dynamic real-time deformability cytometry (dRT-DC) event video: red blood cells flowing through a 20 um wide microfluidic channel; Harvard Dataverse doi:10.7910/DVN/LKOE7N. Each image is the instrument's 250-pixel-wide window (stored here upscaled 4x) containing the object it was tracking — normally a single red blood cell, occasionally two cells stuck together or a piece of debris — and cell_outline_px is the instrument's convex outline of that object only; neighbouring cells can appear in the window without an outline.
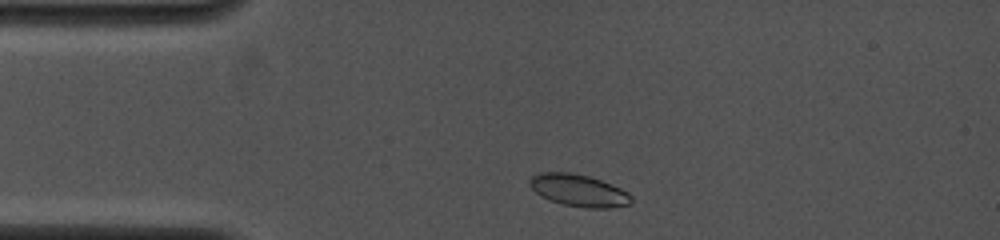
{"species": "common noctule bat (a hibernating species)", "species_latin": "Nyctalus noctula", "temperature_condition": "cold", "stored_images_in_passage": 4, "camera_frame_rate_fps": 4000, "um_per_image_px": 0.085, "animal": {"sex": "female", "body_mass_g": 19.0, "forearm_length_mm": 53.3}, "frame": {"image": 1, "passage_image": 2, "time_ms": 0.5, "image_size_px": [1000, 240], "cell_outline_px": [[632, 204], [608, 208], [588, 208], [564, 204], [540, 196], [528, 184], [528, 180], [532, 176], [540, 172], [572, 172], [588, 176], [612, 184], [628, 192], [632, 196]], "centroid_in_image_um": [49.2, 16.18], "position_along_channel_um": 35.8, "area_um2": 19.02}}